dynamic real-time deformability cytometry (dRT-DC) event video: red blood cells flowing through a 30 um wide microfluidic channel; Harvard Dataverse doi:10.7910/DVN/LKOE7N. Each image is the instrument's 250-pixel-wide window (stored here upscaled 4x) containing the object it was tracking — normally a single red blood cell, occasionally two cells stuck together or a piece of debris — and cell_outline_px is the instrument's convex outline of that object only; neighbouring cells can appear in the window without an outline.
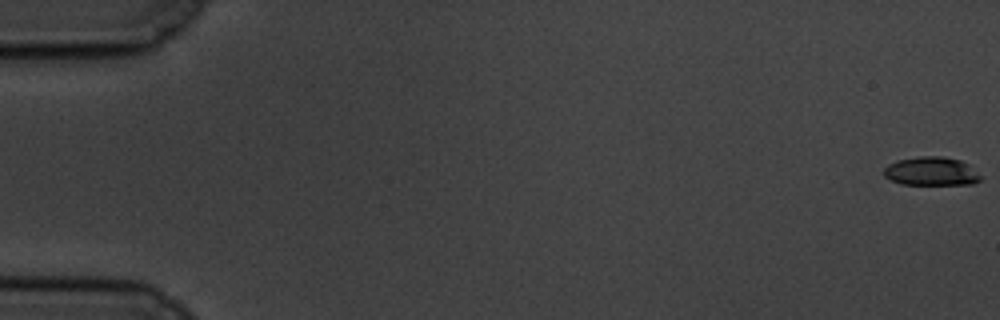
{"species": "common noctule bat (a hibernating species)", "species_latin": "Nyctalus noctula", "temperature_condition": "cold", "stored_images_in_passage": 9, "camera_frame_rate_fps": 3000, "um_per_image_px": 0.085, "animal": {"sex": "male", "body_mass_g": 19.5, "forearm_length_mm": 54.6}, "frame": {"image": 1, "passage_image": 1, "time_ms": 0.0, "image_size_px": [1000, 320], "cell_outline_px": [[980, 180], [972, 184], [900, 184], [884, 176], [884, 168], [888, 164], [896, 160], [920, 156], [944, 156], [960, 160], [968, 164], [980, 176]], "centroid_in_image_um": [79.13, 14.55], "position_along_channel_um": 5.9, "area_um2": 16.07}}